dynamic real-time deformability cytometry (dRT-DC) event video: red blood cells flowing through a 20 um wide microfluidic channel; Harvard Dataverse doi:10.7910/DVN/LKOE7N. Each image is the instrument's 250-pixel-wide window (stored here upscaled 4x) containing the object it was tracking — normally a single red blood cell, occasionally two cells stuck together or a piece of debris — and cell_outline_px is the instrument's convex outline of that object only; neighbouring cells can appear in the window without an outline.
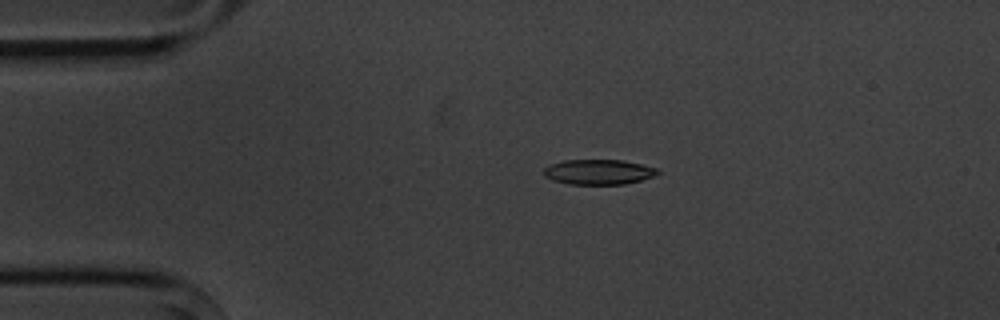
{"species": "common noctule bat (a hibernating species)", "species_latin": "Nyctalus noctula", "temperature_condition": "cold", "stored_images_in_passage": 2, "camera_frame_rate_fps": 3000, "um_per_image_px": 0.085, "animal": {"sex": "male", "body_mass_g": 20.1, "forearm_length_mm": 53.5}, "frame": {"image": 1, "passage_image": 1, "time_ms": 0.0, "image_size_px": [1000, 320], "cell_outline_px": [[660, 172], [656, 176], [624, 184], [568, 184], [552, 180], [544, 176], [544, 168], [548, 164], [564, 160], [620, 160], [640, 164], [656, 168]], "centroid_in_image_um": [50.84, 14.62], "position_along_channel_um": 34.2, "area_um2": 16.65}}